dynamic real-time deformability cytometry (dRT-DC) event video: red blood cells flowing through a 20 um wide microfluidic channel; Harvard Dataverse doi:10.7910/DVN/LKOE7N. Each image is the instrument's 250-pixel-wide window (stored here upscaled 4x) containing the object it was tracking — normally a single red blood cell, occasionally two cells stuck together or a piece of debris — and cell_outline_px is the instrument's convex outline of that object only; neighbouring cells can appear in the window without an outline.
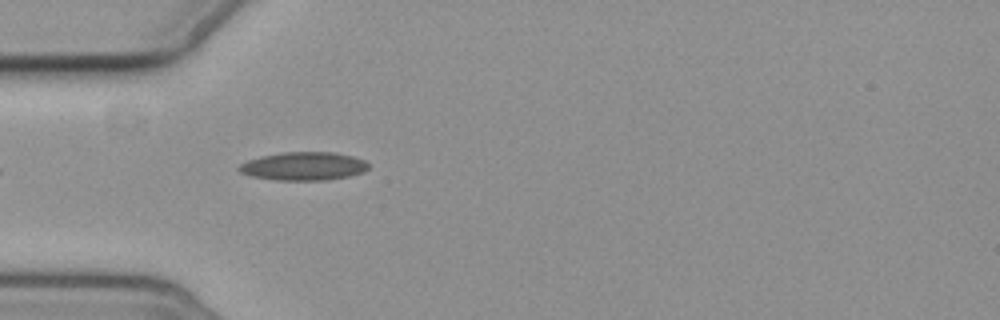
{"species": "common noctule bat (a hibernating species)", "species_latin": "Nyctalus noctula", "temperature_condition": "cold", "stored_images_in_passage": 2, "camera_frame_rate_fps": 3000, "um_per_image_px": 0.085, "animal": {"sex": "female", "body_mass_g": 19.3, "forearm_length_mm": 54.1}, "frame": {"image": 1, "passage_image": 2, "time_ms": 2.333, "image_size_px": [1000, 320], "cell_outline_px": [[368, 168], [364, 172], [348, 176], [324, 180], [276, 180], [252, 176], [240, 172], [236, 168], [240, 164], [248, 160], [260, 156], [280, 152], [332, 152], [352, 156], [364, 160], [368, 164]], "centroid_in_image_um": [25.78, 14.12], "position_along_channel_um": 59.2, "area_um2": 21.33}}